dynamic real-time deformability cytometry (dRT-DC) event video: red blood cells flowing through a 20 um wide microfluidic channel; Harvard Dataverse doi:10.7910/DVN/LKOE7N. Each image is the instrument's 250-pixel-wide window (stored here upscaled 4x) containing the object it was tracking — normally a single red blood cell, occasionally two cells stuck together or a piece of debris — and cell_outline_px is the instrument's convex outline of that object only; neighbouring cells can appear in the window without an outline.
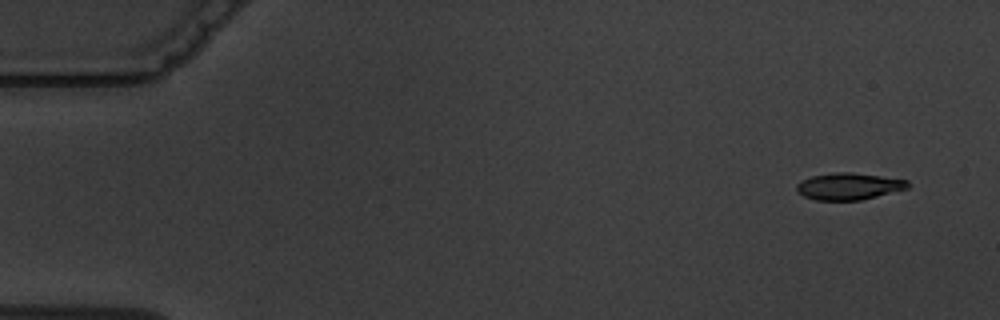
{"species": "common noctule bat (a hibernating species)", "species_latin": "Nyctalus noctula", "temperature_condition": "warm", "stored_images_in_passage": 2, "segment_of_instrument_passage": [2, 2], "camera_frame_rate_fps": 3000, "um_per_image_px": 0.085, "animal": {"sex": "male", "body_mass_g": 19.5, "forearm_length_mm": 54.6}, "frame": {"image": 1, "passage_image": 2, "time_ms": 1.333, "image_size_px": [1000, 320], "cell_outline_px": [[908, 188], [860, 200], [816, 200], [804, 196], [796, 192], [796, 184], [812, 176], [836, 172], [848, 172], [880, 176], [908, 180]], "centroid_in_image_um": [72.11, 15.84], "position_along_channel_um": 12.9, "area_um2": 17.11}}